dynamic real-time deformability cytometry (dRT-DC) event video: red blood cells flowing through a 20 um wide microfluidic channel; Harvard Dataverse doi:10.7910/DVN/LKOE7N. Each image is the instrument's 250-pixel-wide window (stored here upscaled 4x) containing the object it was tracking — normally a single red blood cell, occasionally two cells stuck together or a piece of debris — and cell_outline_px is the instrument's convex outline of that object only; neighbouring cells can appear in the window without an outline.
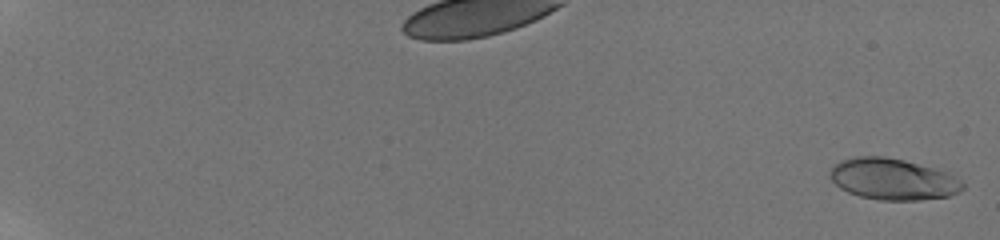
{"species": "human", "species_latin": "Homo sapiens", "temperature_condition": "room temperature", "stored_images_in_passage": 28, "camera_frame_rate_fps": 3000, "um_per_image_px": 0.085, "donor": {"sex": "male"}, "frame": {"image": 1, "passage_image": 2, "time_ms": 0.333, "image_size_px": [1000, 240], "cell_outline_px": [[964, 188], [960, 192], [948, 196], [920, 200], [880, 200], [860, 196], [848, 192], [840, 188], [832, 180], [828, 172], [840, 160], [856, 156], [884, 156], [904, 160], [948, 172], [960, 180], [964, 184]], "centroid_in_image_um": [75.9, 15.23], "position_along_channel_um": 9.1, "area_um2": 31.96}}
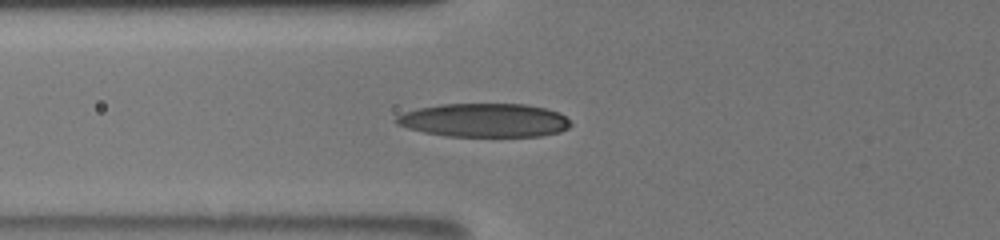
{"frame": {"image": 2, "passage_image": 25, "time_ms": 8.667, "image_size_px": [1000, 240], "cell_outline_px": [[572, 124], [568, 128], [560, 132], [540, 136], [448, 136], [424, 132], [408, 128], [396, 124], [396, 116], [404, 112], [420, 108], [440, 104], [524, 104], [544, 108], [560, 112]], "centroid_in_image_um": [41.18, 10.22], "position_along_channel_um": 84.6, "area_um2": 34.1}}
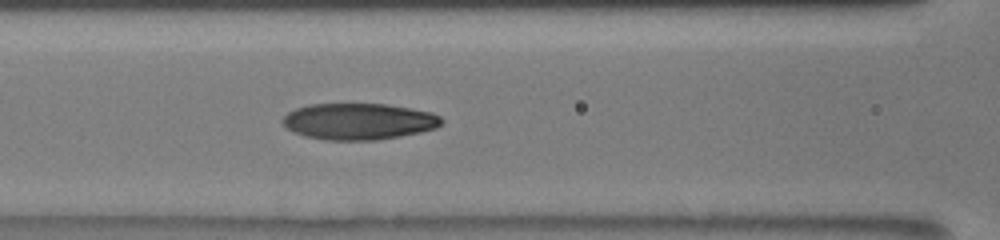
{"frame": {"image": 3, "passage_image": 28, "time_ms": 10.0, "image_size_px": [1000, 240], "cell_outline_px": [[444, 120], [436, 128], [420, 132], [400, 136], [376, 140], [328, 140], [304, 136], [292, 132], [280, 120], [288, 112], [296, 108], [308, 104], [384, 104], [412, 108], [432, 112], [440, 116]], "centroid_in_image_um": [30.49, 10.32], "position_along_channel_um": 136.1, "area_um2": 33.81}}